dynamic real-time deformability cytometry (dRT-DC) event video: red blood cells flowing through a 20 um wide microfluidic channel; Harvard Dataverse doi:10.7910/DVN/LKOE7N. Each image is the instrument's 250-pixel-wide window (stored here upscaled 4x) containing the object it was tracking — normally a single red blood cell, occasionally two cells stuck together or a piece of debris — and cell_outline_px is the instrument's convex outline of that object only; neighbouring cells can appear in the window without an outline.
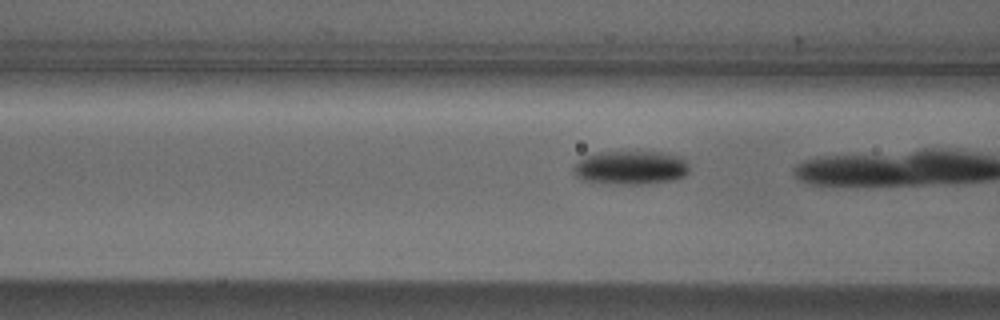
{"species": "Egyptian fruit bat (a non-hibernating species)", "species_latin": "Rousettus aegyptiacus", "temperature_condition": "cold", "stored_images_in_passage": 13, "camera_frame_rate_fps": 3000, "um_per_image_px": 0.085, "animal": {"sex": "male"}, "frame": {"image": 1, "passage_image": 12, "time_ms": 3.667, "image_size_px": [1000, 320], "cell_outline_px": [[688, 172], [684, 176], [676, 180], [640, 184], [616, 184], [580, 180], [572, 172], [572, 168], [584, 156], [600, 152], [668, 152], [680, 156], [688, 164]], "centroid_in_image_um": [53.61, 14.25], "position_along_channel_um": 113.0, "area_um2": 22.95}}